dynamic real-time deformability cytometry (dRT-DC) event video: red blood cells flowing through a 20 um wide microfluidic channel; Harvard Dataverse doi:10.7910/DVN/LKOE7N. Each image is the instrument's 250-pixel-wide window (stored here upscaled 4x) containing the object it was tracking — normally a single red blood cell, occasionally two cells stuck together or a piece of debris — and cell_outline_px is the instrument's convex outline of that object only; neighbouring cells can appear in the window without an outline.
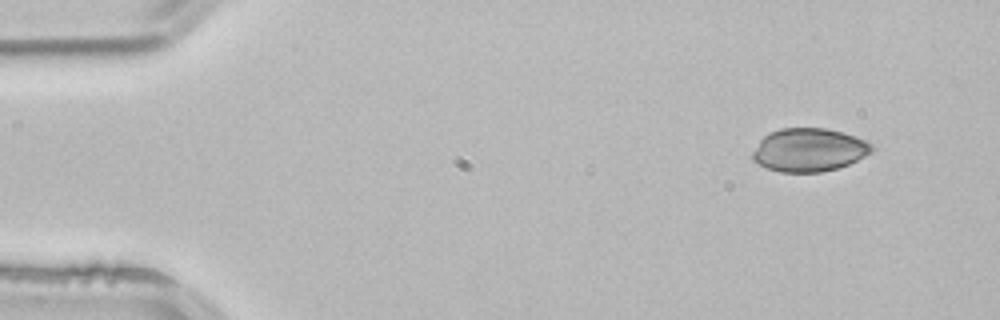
{"species": "common noctule bat (a hibernating species)", "species_latin": "Nyctalus noctula", "temperature_condition": "room temperature", "stored_images_in_passage": 3, "camera_frame_rate_fps": 3000, "um_per_image_px": 0.085, "animal": {"sex": "male", "body_mass_g": 21.5, "forearm_length_mm": 52.0}, "frame": {"image": 1, "passage_image": 1, "time_ms": 0.0, "image_size_px": [1000, 320], "cell_outline_px": [[876, 148], [872, 152], [848, 164], [836, 168], [820, 172], [780, 172], [768, 168], [752, 160], [752, 152], [760, 140], [768, 132], [780, 128], [824, 128], [844, 132], [868, 140]], "centroid_in_image_um": [68.78, 12.73], "position_along_channel_um": 16.2, "area_um2": 30.23}}
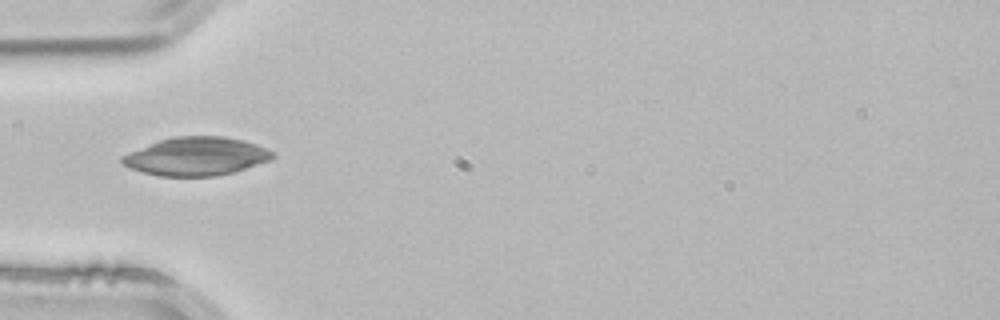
{"frame": {"image": 2, "passage_image": 3, "time_ms": 0.667, "image_size_px": [1000, 320], "cell_outline_px": [[276, 156], [272, 160], [232, 172], [216, 176], [160, 176], [128, 168], [120, 160], [120, 156], [160, 140], [176, 136], [224, 136], [244, 140], [256, 144], [272, 152]], "centroid_in_image_um": [16.69, 13.29], "position_along_channel_um": 68.3, "area_um2": 33.41}}